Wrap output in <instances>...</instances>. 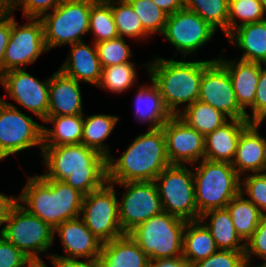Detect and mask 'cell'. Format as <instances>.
<instances>
[{
	"mask_svg": "<svg viewBox=\"0 0 266 267\" xmlns=\"http://www.w3.org/2000/svg\"><path fill=\"white\" fill-rule=\"evenodd\" d=\"M41 152L45 179L64 181L83 195L108 182V159L82 143L43 146Z\"/></svg>",
	"mask_w": 266,
	"mask_h": 267,
	"instance_id": "6da1fadb",
	"label": "cell"
},
{
	"mask_svg": "<svg viewBox=\"0 0 266 267\" xmlns=\"http://www.w3.org/2000/svg\"><path fill=\"white\" fill-rule=\"evenodd\" d=\"M16 201L53 229L80 216L83 194L64 181L45 179L40 174L29 176ZM27 204V205H26Z\"/></svg>",
	"mask_w": 266,
	"mask_h": 267,
	"instance_id": "7a4b0ae2",
	"label": "cell"
},
{
	"mask_svg": "<svg viewBox=\"0 0 266 267\" xmlns=\"http://www.w3.org/2000/svg\"><path fill=\"white\" fill-rule=\"evenodd\" d=\"M162 127L140 134L118 159L107 160L108 182L154 181L169 166Z\"/></svg>",
	"mask_w": 266,
	"mask_h": 267,
	"instance_id": "3957f363",
	"label": "cell"
},
{
	"mask_svg": "<svg viewBox=\"0 0 266 267\" xmlns=\"http://www.w3.org/2000/svg\"><path fill=\"white\" fill-rule=\"evenodd\" d=\"M216 59L188 62L155 57V60L144 66L159 88L167 109L173 116H178L183 110L178 109L180 104L186 108L199 99L203 71Z\"/></svg>",
	"mask_w": 266,
	"mask_h": 267,
	"instance_id": "277c9868",
	"label": "cell"
},
{
	"mask_svg": "<svg viewBox=\"0 0 266 267\" xmlns=\"http://www.w3.org/2000/svg\"><path fill=\"white\" fill-rule=\"evenodd\" d=\"M192 169L198 213L226 208L240 193L241 177L231 163L203 159Z\"/></svg>",
	"mask_w": 266,
	"mask_h": 267,
	"instance_id": "5b68a950",
	"label": "cell"
},
{
	"mask_svg": "<svg viewBox=\"0 0 266 267\" xmlns=\"http://www.w3.org/2000/svg\"><path fill=\"white\" fill-rule=\"evenodd\" d=\"M187 221L162 212L139 224L128 234L148 256L158 260L182 256Z\"/></svg>",
	"mask_w": 266,
	"mask_h": 267,
	"instance_id": "8992f818",
	"label": "cell"
},
{
	"mask_svg": "<svg viewBox=\"0 0 266 267\" xmlns=\"http://www.w3.org/2000/svg\"><path fill=\"white\" fill-rule=\"evenodd\" d=\"M94 1L62 0L52 13L48 12L40 18L48 51L83 41V35L89 34V14Z\"/></svg>",
	"mask_w": 266,
	"mask_h": 267,
	"instance_id": "52a82bcc",
	"label": "cell"
},
{
	"mask_svg": "<svg viewBox=\"0 0 266 267\" xmlns=\"http://www.w3.org/2000/svg\"><path fill=\"white\" fill-rule=\"evenodd\" d=\"M5 224V225H4ZM2 235L29 258L40 257L54 241V229L15 201L2 222Z\"/></svg>",
	"mask_w": 266,
	"mask_h": 267,
	"instance_id": "ba28073f",
	"label": "cell"
},
{
	"mask_svg": "<svg viewBox=\"0 0 266 267\" xmlns=\"http://www.w3.org/2000/svg\"><path fill=\"white\" fill-rule=\"evenodd\" d=\"M163 212L186 221L199 220L193 170L187 165L170 164L156 178Z\"/></svg>",
	"mask_w": 266,
	"mask_h": 267,
	"instance_id": "9c48e42d",
	"label": "cell"
},
{
	"mask_svg": "<svg viewBox=\"0 0 266 267\" xmlns=\"http://www.w3.org/2000/svg\"><path fill=\"white\" fill-rule=\"evenodd\" d=\"M116 194L114 184L107 182L103 187L83 196L80 218L102 243L124 235Z\"/></svg>",
	"mask_w": 266,
	"mask_h": 267,
	"instance_id": "30bf717a",
	"label": "cell"
},
{
	"mask_svg": "<svg viewBox=\"0 0 266 267\" xmlns=\"http://www.w3.org/2000/svg\"><path fill=\"white\" fill-rule=\"evenodd\" d=\"M43 148V125L5 101L0 106V161L36 146Z\"/></svg>",
	"mask_w": 266,
	"mask_h": 267,
	"instance_id": "8fae6325",
	"label": "cell"
},
{
	"mask_svg": "<svg viewBox=\"0 0 266 267\" xmlns=\"http://www.w3.org/2000/svg\"><path fill=\"white\" fill-rule=\"evenodd\" d=\"M122 201H118L120 226L128 234L139 224L163 212L155 181L123 182Z\"/></svg>",
	"mask_w": 266,
	"mask_h": 267,
	"instance_id": "7c38bea8",
	"label": "cell"
},
{
	"mask_svg": "<svg viewBox=\"0 0 266 267\" xmlns=\"http://www.w3.org/2000/svg\"><path fill=\"white\" fill-rule=\"evenodd\" d=\"M11 11V34L4 53V73L26 69L42 53L48 52L44 41L43 24L40 18H28L22 26L17 24Z\"/></svg>",
	"mask_w": 266,
	"mask_h": 267,
	"instance_id": "4fadbf2b",
	"label": "cell"
},
{
	"mask_svg": "<svg viewBox=\"0 0 266 267\" xmlns=\"http://www.w3.org/2000/svg\"><path fill=\"white\" fill-rule=\"evenodd\" d=\"M216 31L198 14L183 8L168 15L162 35L185 59L211 41Z\"/></svg>",
	"mask_w": 266,
	"mask_h": 267,
	"instance_id": "5bb4252c",
	"label": "cell"
},
{
	"mask_svg": "<svg viewBox=\"0 0 266 267\" xmlns=\"http://www.w3.org/2000/svg\"><path fill=\"white\" fill-rule=\"evenodd\" d=\"M198 100L218 109L229 120H248L237 102L228 71L217 59L203 71Z\"/></svg>",
	"mask_w": 266,
	"mask_h": 267,
	"instance_id": "9a60e30c",
	"label": "cell"
},
{
	"mask_svg": "<svg viewBox=\"0 0 266 267\" xmlns=\"http://www.w3.org/2000/svg\"><path fill=\"white\" fill-rule=\"evenodd\" d=\"M10 98L24 106L43 122L47 119L49 106V83L39 81L25 69L11 70L0 77Z\"/></svg>",
	"mask_w": 266,
	"mask_h": 267,
	"instance_id": "2e32d148",
	"label": "cell"
},
{
	"mask_svg": "<svg viewBox=\"0 0 266 267\" xmlns=\"http://www.w3.org/2000/svg\"><path fill=\"white\" fill-rule=\"evenodd\" d=\"M162 129L170 164L194 165L204 159V136L178 116H172Z\"/></svg>",
	"mask_w": 266,
	"mask_h": 267,
	"instance_id": "e0dca14e",
	"label": "cell"
},
{
	"mask_svg": "<svg viewBox=\"0 0 266 267\" xmlns=\"http://www.w3.org/2000/svg\"><path fill=\"white\" fill-rule=\"evenodd\" d=\"M61 239L65 256L51 254L56 260L95 259L101 254L102 242L88 229L78 217L67 220L54 229V235Z\"/></svg>",
	"mask_w": 266,
	"mask_h": 267,
	"instance_id": "ac0fdd59",
	"label": "cell"
},
{
	"mask_svg": "<svg viewBox=\"0 0 266 267\" xmlns=\"http://www.w3.org/2000/svg\"><path fill=\"white\" fill-rule=\"evenodd\" d=\"M228 71L239 106L246 112L249 122H254V100L261 72V63L239 59H217ZM250 107L252 116L246 109Z\"/></svg>",
	"mask_w": 266,
	"mask_h": 267,
	"instance_id": "d6986e66",
	"label": "cell"
},
{
	"mask_svg": "<svg viewBox=\"0 0 266 267\" xmlns=\"http://www.w3.org/2000/svg\"><path fill=\"white\" fill-rule=\"evenodd\" d=\"M259 126L257 122H251L239 137L231 165L240 177L245 176V171L266 172V137H261Z\"/></svg>",
	"mask_w": 266,
	"mask_h": 267,
	"instance_id": "ffe728a7",
	"label": "cell"
},
{
	"mask_svg": "<svg viewBox=\"0 0 266 267\" xmlns=\"http://www.w3.org/2000/svg\"><path fill=\"white\" fill-rule=\"evenodd\" d=\"M79 84L62 71H56L50 77L47 116L84 114Z\"/></svg>",
	"mask_w": 266,
	"mask_h": 267,
	"instance_id": "44dd1931",
	"label": "cell"
},
{
	"mask_svg": "<svg viewBox=\"0 0 266 267\" xmlns=\"http://www.w3.org/2000/svg\"><path fill=\"white\" fill-rule=\"evenodd\" d=\"M248 120L230 119L204 137V159L232 163L241 132Z\"/></svg>",
	"mask_w": 266,
	"mask_h": 267,
	"instance_id": "7402d4cb",
	"label": "cell"
},
{
	"mask_svg": "<svg viewBox=\"0 0 266 267\" xmlns=\"http://www.w3.org/2000/svg\"><path fill=\"white\" fill-rule=\"evenodd\" d=\"M91 47L83 41L72 44L70 54L59 70L78 82L97 86L101 79L102 66L96 45L93 43Z\"/></svg>",
	"mask_w": 266,
	"mask_h": 267,
	"instance_id": "603a6c76",
	"label": "cell"
},
{
	"mask_svg": "<svg viewBox=\"0 0 266 267\" xmlns=\"http://www.w3.org/2000/svg\"><path fill=\"white\" fill-rule=\"evenodd\" d=\"M101 267H147L149 258L129 234L103 243L98 256Z\"/></svg>",
	"mask_w": 266,
	"mask_h": 267,
	"instance_id": "cb8c5ba5",
	"label": "cell"
},
{
	"mask_svg": "<svg viewBox=\"0 0 266 267\" xmlns=\"http://www.w3.org/2000/svg\"><path fill=\"white\" fill-rule=\"evenodd\" d=\"M227 37L230 44L242 49L241 60L266 64V19L239 26Z\"/></svg>",
	"mask_w": 266,
	"mask_h": 267,
	"instance_id": "d4e9b609",
	"label": "cell"
},
{
	"mask_svg": "<svg viewBox=\"0 0 266 267\" xmlns=\"http://www.w3.org/2000/svg\"><path fill=\"white\" fill-rule=\"evenodd\" d=\"M152 85L141 86L135 95V117L138 122L149 124V129L161 128L173 115L167 109L160 90L150 78Z\"/></svg>",
	"mask_w": 266,
	"mask_h": 267,
	"instance_id": "484cf974",
	"label": "cell"
},
{
	"mask_svg": "<svg viewBox=\"0 0 266 267\" xmlns=\"http://www.w3.org/2000/svg\"><path fill=\"white\" fill-rule=\"evenodd\" d=\"M209 216V223H206L205 226L210 231L219 250L245 251L246 243H243L244 241L236 232L227 208L206 211L199 220L203 222Z\"/></svg>",
	"mask_w": 266,
	"mask_h": 267,
	"instance_id": "4316f807",
	"label": "cell"
},
{
	"mask_svg": "<svg viewBox=\"0 0 266 267\" xmlns=\"http://www.w3.org/2000/svg\"><path fill=\"white\" fill-rule=\"evenodd\" d=\"M218 250L210 231L203 222L200 220L187 221L183 233L182 256L184 259L193 265Z\"/></svg>",
	"mask_w": 266,
	"mask_h": 267,
	"instance_id": "83f0119b",
	"label": "cell"
},
{
	"mask_svg": "<svg viewBox=\"0 0 266 267\" xmlns=\"http://www.w3.org/2000/svg\"><path fill=\"white\" fill-rule=\"evenodd\" d=\"M52 123L53 129L43 126V146L80 144L82 141L83 114L47 116L44 123Z\"/></svg>",
	"mask_w": 266,
	"mask_h": 267,
	"instance_id": "f1b7e54d",
	"label": "cell"
},
{
	"mask_svg": "<svg viewBox=\"0 0 266 267\" xmlns=\"http://www.w3.org/2000/svg\"><path fill=\"white\" fill-rule=\"evenodd\" d=\"M83 115V130L81 143L96 150L107 159L112 155L109 153V146L103 143L112 133L119 117L115 115L93 114L87 117Z\"/></svg>",
	"mask_w": 266,
	"mask_h": 267,
	"instance_id": "f546056e",
	"label": "cell"
},
{
	"mask_svg": "<svg viewBox=\"0 0 266 267\" xmlns=\"http://www.w3.org/2000/svg\"><path fill=\"white\" fill-rule=\"evenodd\" d=\"M226 208L231 215L236 232L246 243L257 229L263 214L241 192L228 203Z\"/></svg>",
	"mask_w": 266,
	"mask_h": 267,
	"instance_id": "4dcf8cb0",
	"label": "cell"
},
{
	"mask_svg": "<svg viewBox=\"0 0 266 267\" xmlns=\"http://www.w3.org/2000/svg\"><path fill=\"white\" fill-rule=\"evenodd\" d=\"M178 117L204 137L229 119L218 109L199 100L184 108L178 114Z\"/></svg>",
	"mask_w": 266,
	"mask_h": 267,
	"instance_id": "1f68e13d",
	"label": "cell"
},
{
	"mask_svg": "<svg viewBox=\"0 0 266 267\" xmlns=\"http://www.w3.org/2000/svg\"><path fill=\"white\" fill-rule=\"evenodd\" d=\"M94 34V44L119 37L110 0H95L90 8L89 33Z\"/></svg>",
	"mask_w": 266,
	"mask_h": 267,
	"instance_id": "d6a6232c",
	"label": "cell"
},
{
	"mask_svg": "<svg viewBox=\"0 0 266 267\" xmlns=\"http://www.w3.org/2000/svg\"><path fill=\"white\" fill-rule=\"evenodd\" d=\"M110 6L119 37L143 40L150 36L127 0H110Z\"/></svg>",
	"mask_w": 266,
	"mask_h": 267,
	"instance_id": "836d02e7",
	"label": "cell"
},
{
	"mask_svg": "<svg viewBox=\"0 0 266 267\" xmlns=\"http://www.w3.org/2000/svg\"><path fill=\"white\" fill-rule=\"evenodd\" d=\"M184 8L195 12L214 29L228 35L229 0H184Z\"/></svg>",
	"mask_w": 266,
	"mask_h": 267,
	"instance_id": "e575fe53",
	"label": "cell"
},
{
	"mask_svg": "<svg viewBox=\"0 0 266 267\" xmlns=\"http://www.w3.org/2000/svg\"><path fill=\"white\" fill-rule=\"evenodd\" d=\"M133 62L102 68L101 79L97 87L109 90L112 93H121L130 89L136 82V67Z\"/></svg>",
	"mask_w": 266,
	"mask_h": 267,
	"instance_id": "d590c367",
	"label": "cell"
},
{
	"mask_svg": "<svg viewBox=\"0 0 266 267\" xmlns=\"http://www.w3.org/2000/svg\"><path fill=\"white\" fill-rule=\"evenodd\" d=\"M237 18L241 20L240 23L237 22ZM265 19L261 0H229L228 34L239 26Z\"/></svg>",
	"mask_w": 266,
	"mask_h": 267,
	"instance_id": "8d00e7d4",
	"label": "cell"
},
{
	"mask_svg": "<svg viewBox=\"0 0 266 267\" xmlns=\"http://www.w3.org/2000/svg\"><path fill=\"white\" fill-rule=\"evenodd\" d=\"M139 16L143 29L149 34H162L168 15L151 0H127Z\"/></svg>",
	"mask_w": 266,
	"mask_h": 267,
	"instance_id": "74e56055",
	"label": "cell"
},
{
	"mask_svg": "<svg viewBox=\"0 0 266 267\" xmlns=\"http://www.w3.org/2000/svg\"><path fill=\"white\" fill-rule=\"evenodd\" d=\"M95 45L102 68L131 62V49L122 37L101 41Z\"/></svg>",
	"mask_w": 266,
	"mask_h": 267,
	"instance_id": "f35d334b",
	"label": "cell"
},
{
	"mask_svg": "<svg viewBox=\"0 0 266 267\" xmlns=\"http://www.w3.org/2000/svg\"><path fill=\"white\" fill-rule=\"evenodd\" d=\"M247 176V177H246ZM241 179L240 192L266 215V172L247 174ZM244 181V182H243Z\"/></svg>",
	"mask_w": 266,
	"mask_h": 267,
	"instance_id": "ab89813d",
	"label": "cell"
},
{
	"mask_svg": "<svg viewBox=\"0 0 266 267\" xmlns=\"http://www.w3.org/2000/svg\"><path fill=\"white\" fill-rule=\"evenodd\" d=\"M62 0H9V9L14 10L19 7L23 10L25 18H41L50 9H55Z\"/></svg>",
	"mask_w": 266,
	"mask_h": 267,
	"instance_id": "60d3db41",
	"label": "cell"
},
{
	"mask_svg": "<svg viewBox=\"0 0 266 267\" xmlns=\"http://www.w3.org/2000/svg\"><path fill=\"white\" fill-rule=\"evenodd\" d=\"M244 258L245 251L218 250L192 267H240Z\"/></svg>",
	"mask_w": 266,
	"mask_h": 267,
	"instance_id": "b9f144b4",
	"label": "cell"
},
{
	"mask_svg": "<svg viewBox=\"0 0 266 267\" xmlns=\"http://www.w3.org/2000/svg\"><path fill=\"white\" fill-rule=\"evenodd\" d=\"M252 255L266 261V215L261 217L257 229L246 242L245 257L251 260Z\"/></svg>",
	"mask_w": 266,
	"mask_h": 267,
	"instance_id": "7bdbcfd3",
	"label": "cell"
},
{
	"mask_svg": "<svg viewBox=\"0 0 266 267\" xmlns=\"http://www.w3.org/2000/svg\"><path fill=\"white\" fill-rule=\"evenodd\" d=\"M29 257L0 235V267H23Z\"/></svg>",
	"mask_w": 266,
	"mask_h": 267,
	"instance_id": "ee69618b",
	"label": "cell"
},
{
	"mask_svg": "<svg viewBox=\"0 0 266 267\" xmlns=\"http://www.w3.org/2000/svg\"><path fill=\"white\" fill-rule=\"evenodd\" d=\"M11 34V10L0 11V77L4 74V53Z\"/></svg>",
	"mask_w": 266,
	"mask_h": 267,
	"instance_id": "f6af8a7d",
	"label": "cell"
},
{
	"mask_svg": "<svg viewBox=\"0 0 266 267\" xmlns=\"http://www.w3.org/2000/svg\"><path fill=\"white\" fill-rule=\"evenodd\" d=\"M266 67V64H264ZM266 114V68L262 66L254 100V122Z\"/></svg>",
	"mask_w": 266,
	"mask_h": 267,
	"instance_id": "bcb514c9",
	"label": "cell"
},
{
	"mask_svg": "<svg viewBox=\"0 0 266 267\" xmlns=\"http://www.w3.org/2000/svg\"><path fill=\"white\" fill-rule=\"evenodd\" d=\"M147 267H192V264L183 256L174 258L149 260Z\"/></svg>",
	"mask_w": 266,
	"mask_h": 267,
	"instance_id": "7dc6e473",
	"label": "cell"
},
{
	"mask_svg": "<svg viewBox=\"0 0 266 267\" xmlns=\"http://www.w3.org/2000/svg\"><path fill=\"white\" fill-rule=\"evenodd\" d=\"M156 6L162 9L167 15L173 14L184 8V0H151Z\"/></svg>",
	"mask_w": 266,
	"mask_h": 267,
	"instance_id": "c3c4849f",
	"label": "cell"
},
{
	"mask_svg": "<svg viewBox=\"0 0 266 267\" xmlns=\"http://www.w3.org/2000/svg\"><path fill=\"white\" fill-rule=\"evenodd\" d=\"M58 267H101L98 258L85 259L80 261L78 259L57 260Z\"/></svg>",
	"mask_w": 266,
	"mask_h": 267,
	"instance_id": "681fc988",
	"label": "cell"
},
{
	"mask_svg": "<svg viewBox=\"0 0 266 267\" xmlns=\"http://www.w3.org/2000/svg\"><path fill=\"white\" fill-rule=\"evenodd\" d=\"M16 201V197L7 196L6 194H2L0 192V227L2 226V222L5 219L8 210L12 206V204Z\"/></svg>",
	"mask_w": 266,
	"mask_h": 267,
	"instance_id": "f907efd6",
	"label": "cell"
},
{
	"mask_svg": "<svg viewBox=\"0 0 266 267\" xmlns=\"http://www.w3.org/2000/svg\"><path fill=\"white\" fill-rule=\"evenodd\" d=\"M51 262L53 263L54 267H58L57 260L52 257L51 255L48 256ZM23 267H48L45 262L41 259V257H33L28 258Z\"/></svg>",
	"mask_w": 266,
	"mask_h": 267,
	"instance_id": "816d5d0a",
	"label": "cell"
},
{
	"mask_svg": "<svg viewBox=\"0 0 266 267\" xmlns=\"http://www.w3.org/2000/svg\"><path fill=\"white\" fill-rule=\"evenodd\" d=\"M251 264L252 263H251L250 259L245 257L240 267H249V266L251 267ZM254 267H266V261H264L263 264H260L258 266H254Z\"/></svg>",
	"mask_w": 266,
	"mask_h": 267,
	"instance_id": "f5cc1de1",
	"label": "cell"
},
{
	"mask_svg": "<svg viewBox=\"0 0 266 267\" xmlns=\"http://www.w3.org/2000/svg\"><path fill=\"white\" fill-rule=\"evenodd\" d=\"M9 8V0H0V11L6 10Z\"/></svg>",
	"mask_w": 266,
	"mask_h": 267,
	"instance_id": "db71d44e",
	"label": "cell"
},
{
	"mask_svg": "<svg viewBox=\"0 0 266 267\" xmlns=\"http://www.w3.org/2000/svg\"><path fill=\"white\" fill-rule=\"evenodd\" d=\"M266 119V114L257 122L259 125L262 124L263 121Z\"/></svg>",
	"mask_w": 266,
	"mask_h": 267,
	"instance_id": "11a10c76",
	"label": "cell"
},
{
	"mask_svg": "<svg viewBox=\"0 0 266 267\" xmlns=\"http://www.w3.org/2000/svg\"><path fill=\"white\" fill-rule=\"evenodd\" d=\"M261 1H262V4H263L264 12L266 14V0H261Z\"/></svg>",
	"mask_w": 266,
	"mask_h": 267,
	"instance_id": "9f6ffc18",
	"label": "cell"
},
{
	"mask_svg": "<svg viewBox=\"0 0 266 267\" xmlns=\"http://www.w3.org/2000/svg\"><path fill=\"white\" fill-rule=\"evenodd\" d=\"M3 102H4V100L1 98L0 99V106L2 105Z\"/></svg>",
	"mask_w": 266,
	"mask_h": 267,
	"instance_id": "6f0895ef",
	"label": "cell"
}]
</instances>
